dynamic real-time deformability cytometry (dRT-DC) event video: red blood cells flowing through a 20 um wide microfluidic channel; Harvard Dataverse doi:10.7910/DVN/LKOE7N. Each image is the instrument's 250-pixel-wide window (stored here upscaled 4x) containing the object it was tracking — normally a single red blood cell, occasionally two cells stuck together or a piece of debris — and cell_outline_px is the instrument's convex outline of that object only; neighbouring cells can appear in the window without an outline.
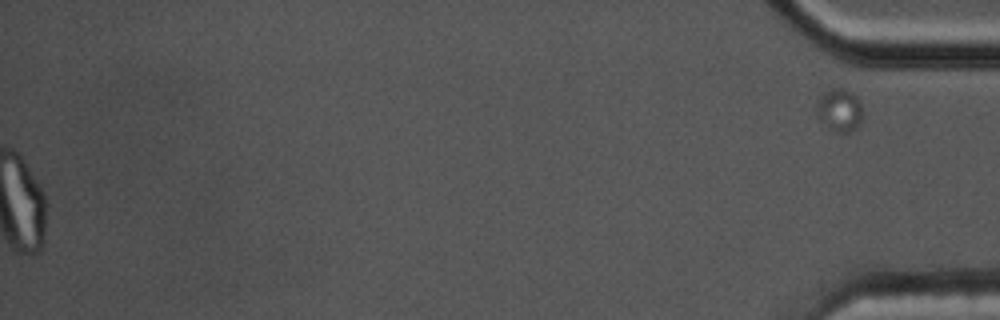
{"species": "common noctule bat (a hibernating species)", "species_latin": "Nyctalus noctula", "temperature_condition": "cold", "stored_images_in_passage": 59, "segment_of_instrument_passage": [2, 2], "camera_frame_rate_fps": 3000, "um_per_image_px": 0.085, "animal": {"sex": "male", "body_mass_g": 17.5, "forearm_length_mm": 52.3}, "frame": {"image": 1, "passage_image": 59, "time_ms": 19.333, "image_size_px": [1000, 320], "cell_outline_px": [[864, 116], [860, 124], [856, 128], [848, 132], [832, 132], [824, 124], [816, 112], [816, 104], [820, 96], [824, 92], [832, 88], [840, 88], [856, 96], [860, 100], [864, 112]], "centroid_in_image_um": [71.39, 9.38], "position_along_channel_um": 363.8, "area_um2": 11.68}}